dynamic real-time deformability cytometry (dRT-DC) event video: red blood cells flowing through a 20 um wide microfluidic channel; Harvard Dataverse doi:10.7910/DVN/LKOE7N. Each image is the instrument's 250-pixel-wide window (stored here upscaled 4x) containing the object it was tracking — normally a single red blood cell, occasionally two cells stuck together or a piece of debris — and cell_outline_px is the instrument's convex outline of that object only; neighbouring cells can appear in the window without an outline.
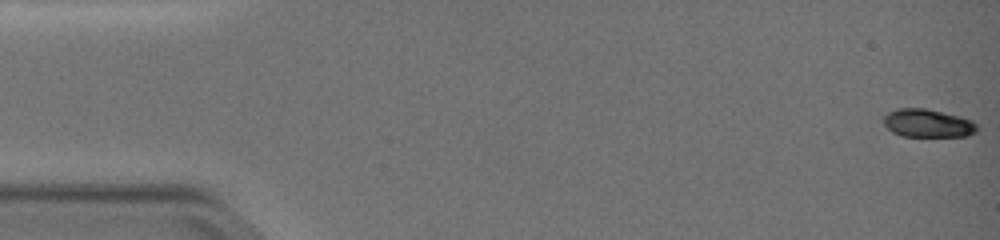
{"species": "common noctule bat (a hibernating species)", "species_latin": "Nyctalus noctula", "temperature_condition": "warm", "stored_images_in_passage": 50, "camera_frame_rate_fps": 3000, "um_per_image_px": 0.085, "animal": {"sex": "female", "body_mass_g": 19.0, "forearm_length_mm": 51.5}, "frame": {"image": 1, "passage_image": 1, "time_ms": 0.0, "image_size_px": [1000, 240], "cell_outline_px": [[976, 132], [968, 136], [900, 136], [892, 132], [884, 124], [884, 116], [888, 112], [896, 108], [924, 108], [960, 116], [972, 120], [976, 124]], "centroid_in_image_um": [78.84, 10.47], "position_along_channel_um": 6.2, "area_um2": 15.32}}
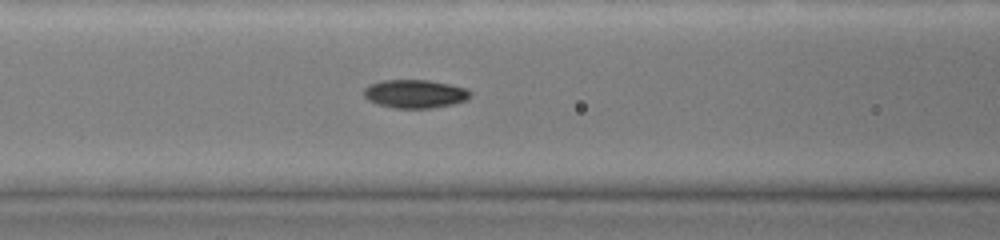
{"frame": {"image": 2, "passage_image": 22, "time_ms": 7.0, "image_size_px": [1000, 240], "cell_outline_px": [[472, 96], [468, 100], [452, 104], [432, 108], [396, 108], [376, 104], [368, 100], [364, 96], [364, 88], [368, 84], [380, 80], [428, 80], [468, 88], [472, 92]], "centroid_in_image_um": [35.28, 7.97], "position_along_channel_um": 131.3, "area_um2": 17.86}}
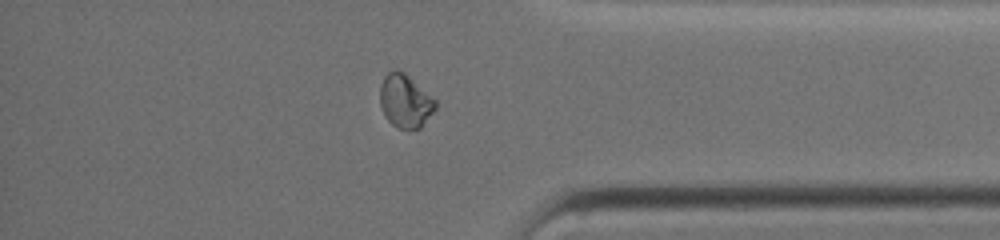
{"frame": {"image": 3, "passage_image": 43, "time_ms": 14.0, "image_size_px": [1000, 240], "cell_outline_px": [[436, 108], [420, 128], [396, 128], [384, 116], [380, 104], [380, 84], [384, 76], [388, 72], [404, 72], [436, 100]], "centroid_in_image_um": [34.42, 8.6], "position_along_channel_um": 400.8, "area_um2": 16.94}, "authors_computed_cell_mechanics": {"area_um2": 16.9932, "velocity_mm_per_s": 3.9158, "shape_relaxation_time_tau1_ms": 9.1945, "shape_relaxation_time_tau2_ms": null, "deformation_change_tau1": 0.267, "deformation_change_tau2": null}}